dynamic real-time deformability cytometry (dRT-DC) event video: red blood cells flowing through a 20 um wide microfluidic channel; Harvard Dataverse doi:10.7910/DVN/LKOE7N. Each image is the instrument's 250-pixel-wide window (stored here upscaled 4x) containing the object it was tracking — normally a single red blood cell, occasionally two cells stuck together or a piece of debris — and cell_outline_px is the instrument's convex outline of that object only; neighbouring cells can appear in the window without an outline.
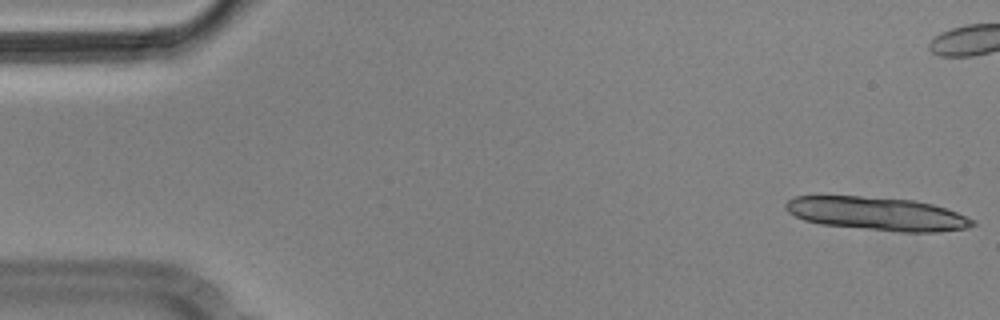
{"species": "Egyptian fruit bat (a non-hibernating species)", "species_latin": "Rousettus aegyptiacus", "temperature_condition": "cold", "stored_images_in_passage": 7, "camera_frame_rate_fps": 3000, "um_per_image_px": 0.085, "animal": {"sex": "male"}, "frame": {"image": 1, "passage_image": 1, "time_ms": 0.0, "image_size_px": [1000, 320], "cell_outline_px": [[976, 224], [968, 228], [936, 232], [900, 232], [820, 224], [804, 220], [788, 212], [784, 208], [784, 204], [788, 200], [796, 196], [860, 196], [916, 200], [932, 204], [956, 212], [976, 220]], "centroid_in_image_um": [74.57, 18.17], "position_along_channel_um": 10.4, "area_um2": 36.41}}